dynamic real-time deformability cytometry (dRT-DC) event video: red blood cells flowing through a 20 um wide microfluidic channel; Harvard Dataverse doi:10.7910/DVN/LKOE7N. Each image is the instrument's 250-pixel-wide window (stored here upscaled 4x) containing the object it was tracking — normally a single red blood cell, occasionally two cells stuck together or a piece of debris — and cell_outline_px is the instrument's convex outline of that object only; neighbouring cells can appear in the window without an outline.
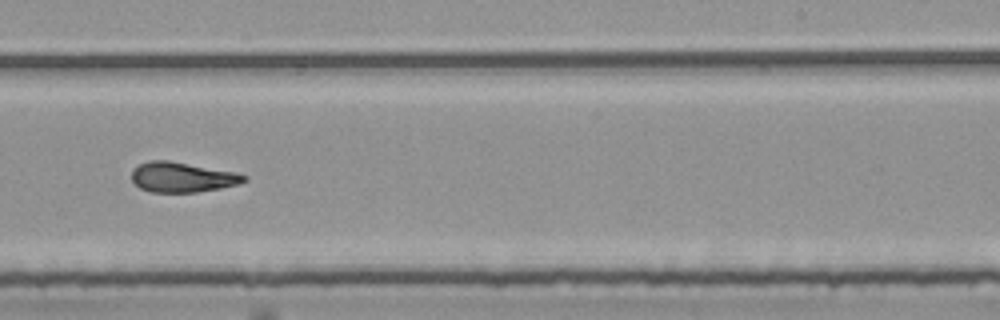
{"species": "common noctule bat (a hibernating species)", "species_latin": "Nyctalus noctula", "temperature_condition": "room temperature", "stored_images_in_passage": 47, "camera_frame_rate_fps": 3000, "um_per_image_px": 0.085, "animal": {"sex": "female", "body_mass_g": 25.1}, "frame": {"image": 1, "passage_image": 27, "time_ms": 8.667, "image_size_px": [1000, 320], "cell_outline_px": [[248, 180], [236, 184], [220, 188], [196, 192], [152, 192], [140, 188], [132, 180], [132, 172], [140, 164], [148, 160], [168, 160], [236, 172], [248, 176]], "centroid_in_image_um": [15.5, 15.06], "position_along_channel_um": 273.5, "area_um2": 19.54}}
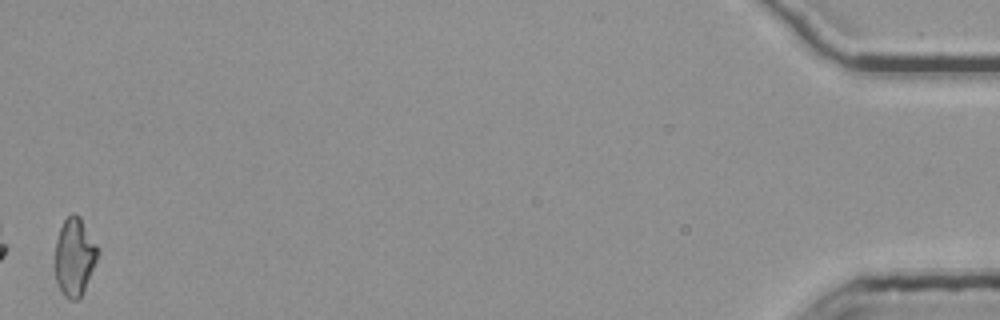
{"frame": {"image": 2, "passage_image": 47, "time_ms": 15.333, "image_size_px": [1000, 320], "cell_outline_px": [[100, 252], [84, 288], [80, 296], [76, 300], [68, 300], [64, 296], [56, 280], [56, 240], [60, 228], [64, 220], [72, 212], [80, 216], [100, 248]], "centroid_in_image_um": [6.35, 21.79], "position_along_channel_um": 428.8, "area_um2": 19.25}, "authors_computed_cell_mechanics": {"area_um2": 20.1144, "velocity_mm_per_s": 3.7841, "shape_relaxation_time_tau1_ms": 8.8306, "shape_relaxation_time_tau2_ms": 2.0287, "deformation_change_tau1": 0.2363, "deformation_change_tau2": 0.0913}}